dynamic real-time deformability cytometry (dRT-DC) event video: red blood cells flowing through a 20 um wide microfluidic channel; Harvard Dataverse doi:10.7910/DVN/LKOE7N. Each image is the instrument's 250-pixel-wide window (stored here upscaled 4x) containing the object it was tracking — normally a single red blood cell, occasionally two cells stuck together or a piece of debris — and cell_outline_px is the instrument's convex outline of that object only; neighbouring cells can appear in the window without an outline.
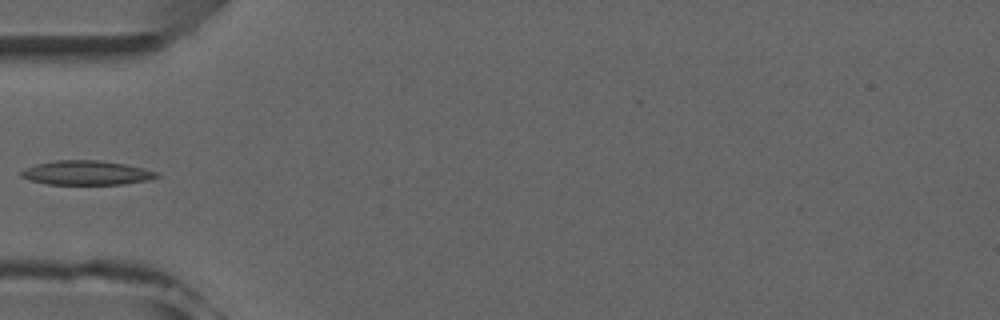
{"species": "common noctule bat (a hibernating species)", "species_latin": "Nyctalus noctula", "temperature_condition": "room temperature", "stored_images_in_passage": 5, "camera_frame_rate_fps": 3000, "um_per_image_px": 0.085, "animal": {"sex": "male", "forearm_length_mm": 52.5}, "frame": {"image": 1, "passage_image": 5, "time_ms": 5.333, "image_size_px": [1000, 320], "cell_outline_px": [[160, 176], [148, 180], [120, 184], [48, 184], [28, 180], [20, 176], [20, 172], [36, 164], [56, 160], [100, 160], [124, 164], [144, 168], [156, 172]], "centroid_in_image_um": [7.34, 14.68], "position_along_channel_um": 77.7, "area_um2": 19.02}}